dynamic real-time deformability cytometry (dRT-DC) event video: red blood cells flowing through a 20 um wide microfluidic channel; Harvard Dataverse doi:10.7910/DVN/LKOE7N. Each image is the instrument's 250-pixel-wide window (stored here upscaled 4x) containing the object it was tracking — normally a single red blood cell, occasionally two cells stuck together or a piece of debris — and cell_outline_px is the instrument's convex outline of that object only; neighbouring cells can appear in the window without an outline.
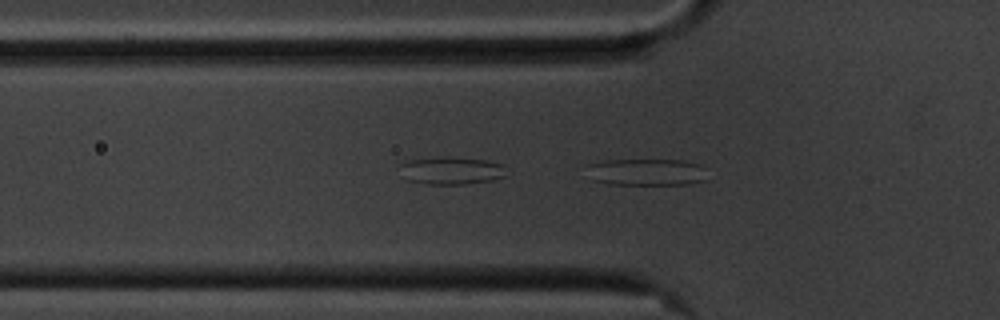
{"species": "common noctule bat (a hibernating species)", "species_latin": "Nyctalus noctula", "temperature_condition": "cold", "stored_images_in_passage": 55, "camera_frame_rate_fps": 3000, "um_per_image_px": 0.085, "animal": {"sex": "male", "body_mass_g": 20.1, "forearm_length_mm": 53.5}, "frame": {"image": 1, "passage_image": 18, "time_ms": 5.667, "image_size_px": [1000, 320], "cell_outline_px": [[708, 180], [688, 184], [608, 184], [592, 180], [588, 164], [604, 160], [684, 160], [700, 164], [704, 168]], "centroid_in_image_um": [55.01, 14.62], "position_along_channel_um": 70.8, "area_um2": 18.9}}
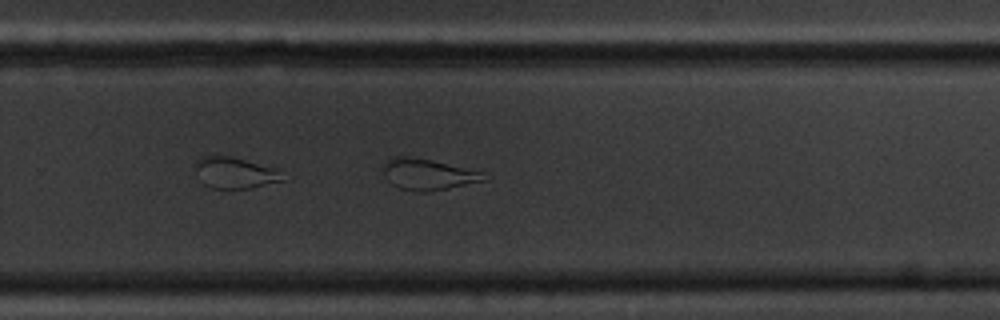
{"frame": {"image": 2, "passage_image": 37, "time_ms": 12.0, "image_size_px": [1000, 320], "cell_outline_px": [[488, 180], [448, 188], [424, 192], [416, 192], [396, 188], [384, 176], [380, 168], [388, 160], [396, 156], [408, 156], [432, 160], [484, 172]], "centroid_in_image_um": [36.35, 14.83], "position_along_channel_um": 293.5, "area_um2": 18.44}}
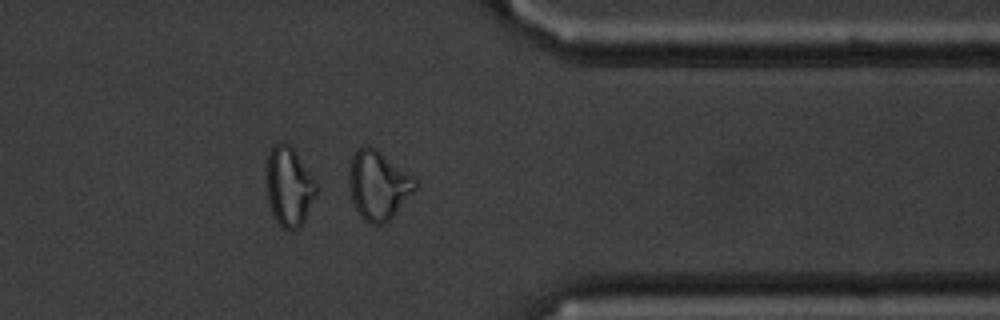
{"frame": {"image": 3, "passage_image": 45, "time_ms": 14.667, "image_size_px": [1000, 320], "cell_outline_px": [[416, 188], [392, 216], [384, 224], [368, 224], [360, 216], [352, 200], [348, 184], [348, 168], [352, 156], [356, 148], [364, 144], [368, 144], [376, 148], [412, 176], [416, 180]], "centroid_in_image_um": [32.09, 15.7], "position_along_channel_um": 379.3, "area_um2": 26.53}, "authors_computed_cell_mechanics": {"area_um2": 26.5302, "velocity_mm_per_s": 3.5115, "shape_relaxation_time_tau1_ms": null, "shape_relaxation_time_tau2_ms": 2.4525, "deformation_change_tau1": null, "deformation_change_tau2": 0.1046}}